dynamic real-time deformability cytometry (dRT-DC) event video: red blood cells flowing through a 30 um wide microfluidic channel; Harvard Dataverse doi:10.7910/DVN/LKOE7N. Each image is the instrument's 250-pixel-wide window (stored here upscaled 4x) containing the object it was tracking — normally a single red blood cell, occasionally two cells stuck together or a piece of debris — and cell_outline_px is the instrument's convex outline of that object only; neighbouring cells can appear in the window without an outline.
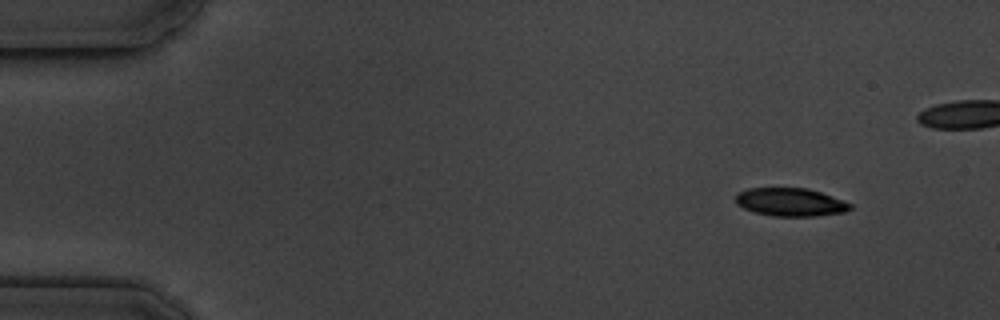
{"species": "common noctule bat (a hibernating species)", "species_latin": "Nyctalus noctula", "temperature_condition": "cold", "stored_images_in_passage": 5, "camera_frame_rate_fps": 3000, "um_per_image_px": 0.085, "animal": {"sex": "male", "body_mass_g": 19.5, "forearm_length_mm": 54.6}, "frame": {"image": 1, "passage_image": 1, "time_ms": 0.0, "image_size_px": [1000, 320], "cell_outline_px": [[852, 208], [844, 212], [812, 216], [772, 216], [756, 212], [744, 208], [736, 204], [736, 192], [748, 188], [808, 188], [820, 192], [852, 204]], "centroid_in_image_um": [67.15, 17.17], "position_along_channel_um": 17.8, "area_um2": 18.67}}